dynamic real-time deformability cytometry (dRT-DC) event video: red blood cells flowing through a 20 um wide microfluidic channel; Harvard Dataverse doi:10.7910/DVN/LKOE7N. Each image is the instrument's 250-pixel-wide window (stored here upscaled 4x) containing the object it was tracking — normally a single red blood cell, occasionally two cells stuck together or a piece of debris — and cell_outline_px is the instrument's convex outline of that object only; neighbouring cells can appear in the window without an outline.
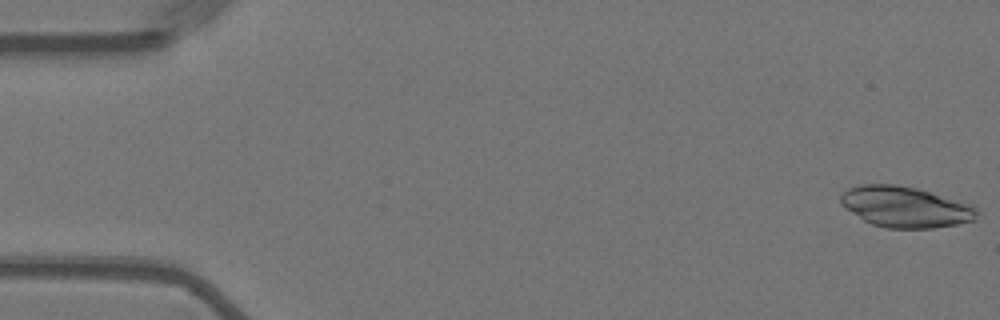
{"species": "Egyptian fruit bat (a non-hibernating species)", "species_latin": "Rousettus aegyptiacus", "temperature_condition": "warm", "stored_images_in_passage": 55, "camera_frame_rate_fps": 3000, "um_per_image_px": 0.085, "animal": {"sex": "female"}, "frame": {"image": 1, "passage_image": 1, "time_ms": 0.0, "image_size_px": [1000, 320], "cell_outline_px": [[980, 212], [976, 220], [956, 224], [932, 228], [888, 228], [872, 224], [864, 220], [844, 208], [840, 204], [840, 196], [848, 188], [864, 184], [892, 184], [916, 188], [972, 204]], "centroid_in_image_um": [76.96, 17.59], "position_along_channel_um": 8.0, "area_um2": 32.43}}